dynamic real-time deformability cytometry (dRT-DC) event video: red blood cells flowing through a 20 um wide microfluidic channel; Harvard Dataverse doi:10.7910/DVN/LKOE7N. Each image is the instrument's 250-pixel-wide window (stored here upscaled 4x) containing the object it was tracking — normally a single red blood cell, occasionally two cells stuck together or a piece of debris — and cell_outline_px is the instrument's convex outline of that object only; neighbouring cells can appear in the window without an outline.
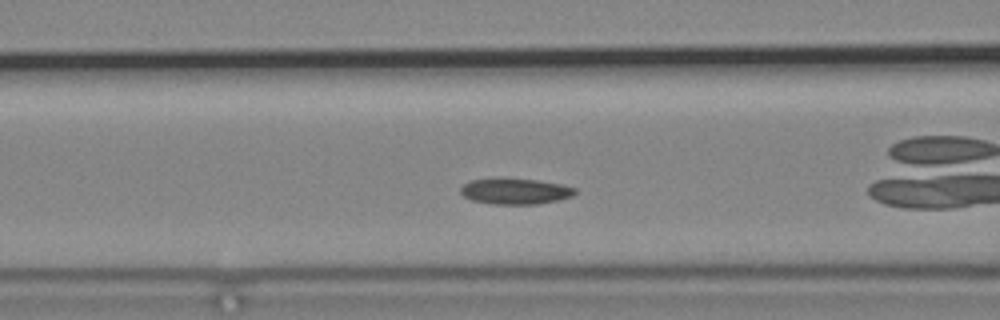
{"species": "common noctule bat (a hibernating species)", "species_latin": "Nyctalus noctula", "temperature_condition": "cold", "stored_images_in_passage": 40, "camera_frame_rate_fps": 3000, "um_per_image_px": 0.085, "animal": {"sex": "male", "body_mass_g": 19.2, "forearm_length_mm": 51.8}, "frame": {"image": 1, "passage_image": 7, "time_ms": 2.0, "image_size_px": [1000, 320], "cell_outline_px": [[576, 192], [572, 196], [560, 200], [536, 204], [492, 204], [472, 200], [464, 196], [460, 192], [460, 188], [464, 184], [472, 180], [496, 176], [504, 176], [536, 180], [560, 184], [576, 188]], "centroid_in_image_um": [43.76, 16.22], "position_along_channel_um": 122.8, "area_um2": 17.74}, "authors_computed_cell_mechanics": {"area_um2": 17.1666, "velocity_mm_per_s": 3.6257, "shape_relaxation_time_tau1_ms": null, "shape_relaxation_time_tau2_ms": 6.6888, "deformation_change_tau1": null, "deformation_change_tau2": 0.1007}}